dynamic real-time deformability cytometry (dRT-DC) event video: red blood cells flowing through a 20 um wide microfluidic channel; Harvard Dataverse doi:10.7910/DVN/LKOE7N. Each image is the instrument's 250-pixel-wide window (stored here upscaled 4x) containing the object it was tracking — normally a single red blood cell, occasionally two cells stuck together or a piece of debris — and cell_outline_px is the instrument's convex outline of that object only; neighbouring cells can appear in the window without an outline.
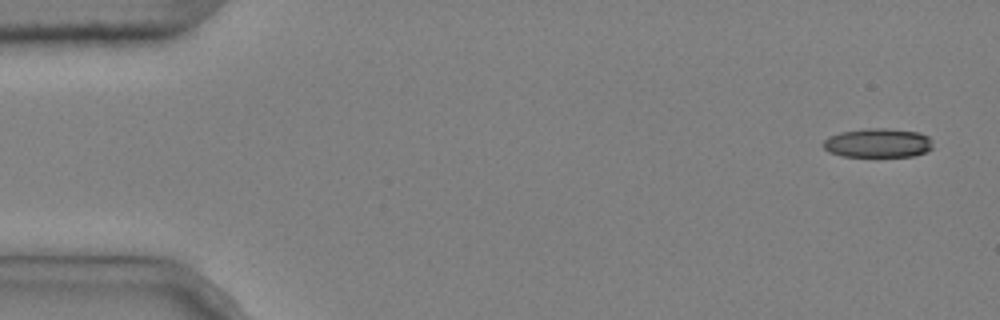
{"species": "common noctule bat (a hibernating species)", "species_latin": "Nyctalus noctula", "temperature_condition": "cold", "stored_images_in_passage": 3, "camera_frame_rate_fps": 3000, "um_per_image_px": 0.085, "animal": {"sex": "male", "body_mass_g": 20.4}, "frame": {"image": 1, "passage_image": 1, "time_ms": 0.0, "image_size_px": [1000, 320], "cell_outline_px": [[932, 148], [928, 152], [912, 156], [844, 156], [828, 152], [820, 144], [828, 136], [840, 132], [864, 128], [888, 128], [920, 132], [928, 136], [932, 140]], "centroid_in_image_um": [74.61, 12.14], "position_along_channel_um": 10.4, "area_um2": 18.9}}